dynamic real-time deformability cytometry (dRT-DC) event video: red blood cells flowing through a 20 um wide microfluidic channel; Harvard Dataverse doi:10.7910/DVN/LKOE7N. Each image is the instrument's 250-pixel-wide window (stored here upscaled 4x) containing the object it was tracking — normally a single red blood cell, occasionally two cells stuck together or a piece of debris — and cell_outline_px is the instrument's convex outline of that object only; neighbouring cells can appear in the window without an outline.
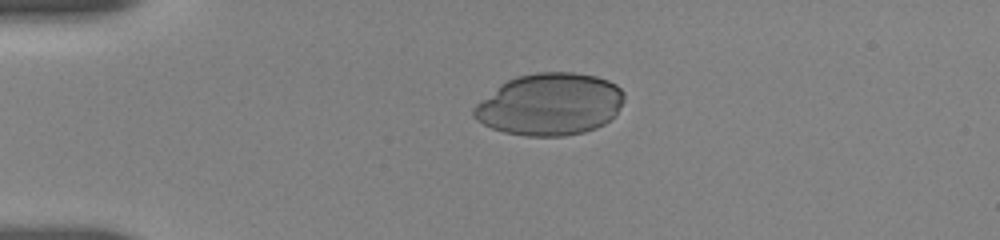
{"species": "human", "species_latin": "Homo sapiens", "temperature_condition": "room temperature", "stored_images_in_passage": 7, "camera_frame_rate_fps": 3000, "um_per_image_px": 0.085, "donor": {"sex": "female"}, "frame": {"image": 1, "passage_image": 1, "time_ms": 0.0, "image_size_px": [1000, 240], "cell_outline_px": [[624, 100], [616, 112], [604, 124], [596, 128], [584, 132], [564, 136], [524, 136], [504, 132], [492, 128], [476, 120], [472, 116], [472, 108], [476, 104], [500, 84], [516, 76], [536, 72], [572, 72], [596, 76], [608, 80], [616, 84], [624, 92]], "centroid_in_image_um": [46.72, 8.86], "position_along_channel_um": 38.3, "area_um2": 54.51}}
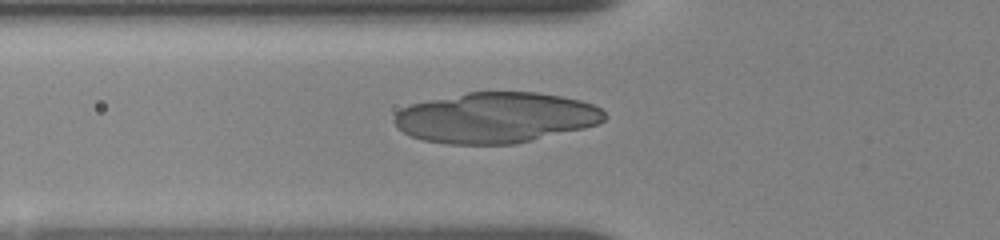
{"frame": {"image": 2, "passage_image": 5, "time_ms": 2.333, "image_size_px": [1000, 240], "cell_outline_px": [[608, 116], [604, 120], [596, 124], [584, 128], [532, 140], [512, 144], [448, 144], [424, 140], [412, 136], [404, 132], [392, 120], [396, 112], [400, 108], [412, 104], [428, 100], [468, 92], [536, 92], [560, 96], [580, 100], [592, 104], [600, 108]], "centroid_in_image_um": [42.14, 10.0], "position_along_channel_um": 83.7, "area_um2": 61.73}}
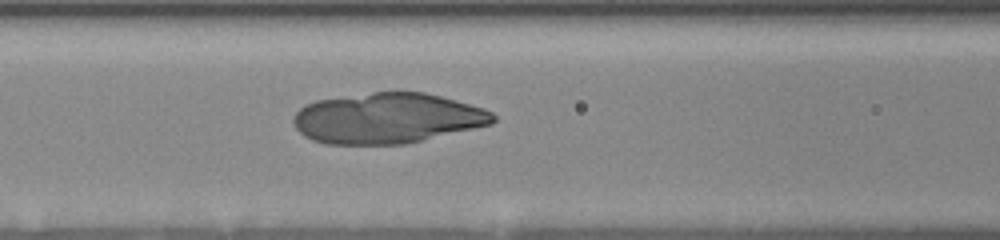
{"frame": {"image": 3, "passage_image": 7, "time_ms": 3.667, "image_size_px": [1000, 240], "cell_outline_px": [[496, 120], [492, 124], [404, 144], [324, 144], [312, 140], [304, 136], [296, 128], [292, 120], [296, 112], [304, 104], [316, 100], [372, 92], [424, 92], [456, 100], [484, 108], [492, 112], [496, 116]], "centroid_in_image_um": [32.9, 10.05], "position_along_channel_um": 133.7, "area_um2": 58.72}}